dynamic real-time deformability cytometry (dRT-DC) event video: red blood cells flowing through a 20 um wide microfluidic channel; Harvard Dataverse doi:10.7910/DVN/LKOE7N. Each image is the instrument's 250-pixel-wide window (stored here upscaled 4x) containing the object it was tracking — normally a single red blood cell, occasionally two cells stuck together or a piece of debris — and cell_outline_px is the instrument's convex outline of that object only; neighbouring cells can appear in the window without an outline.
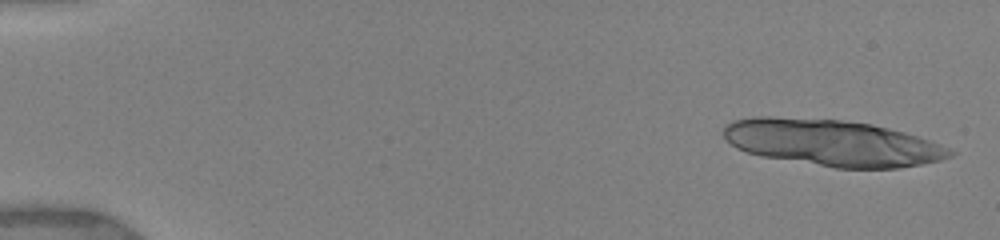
{"species": "human", "species_latin": "Homo sapiens", "temperature_condition": "warm", "stored_images_in_passage": 6, "camera_frame_rate_fps": 3000, "um_per_image_px": 0.085, "donor": {"sex": "female"}, "frame": {"image": 1, "passage_image": 1, "time_ms": 0.0, "image_size_px": [1000, 240], "cell_outline_px": [[956, 152], [952, 156], [940, 160], [900, 168], [836, 168], [760, 156], [736, 148], [724, 136], [724, 124], [732, 120], [752, 116], [772, 116], [840, 120], [872, 124], [904, 132], [940, 144]], "centroid_in_image_um": [70.7, 12.13], "position_along_channel_um": 14.3, "area_um2": 61.21}}